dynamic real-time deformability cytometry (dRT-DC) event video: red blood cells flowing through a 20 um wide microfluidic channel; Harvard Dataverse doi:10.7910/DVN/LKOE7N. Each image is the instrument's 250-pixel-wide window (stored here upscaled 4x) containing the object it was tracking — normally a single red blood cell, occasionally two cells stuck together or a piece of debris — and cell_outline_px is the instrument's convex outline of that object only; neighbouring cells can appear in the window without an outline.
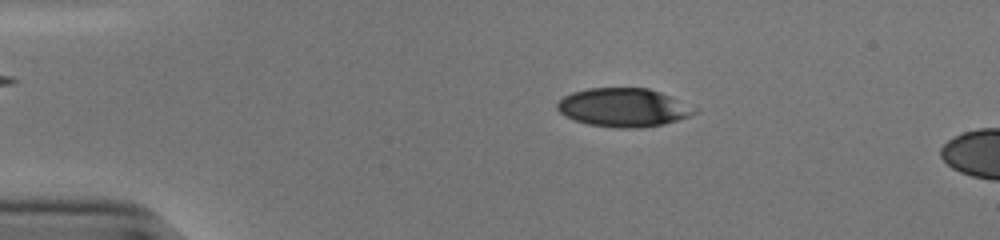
{"species": "human", "species_latin": "Homo sapiens", "temperature_condition": "cold", "stored_images_in_passage": 15, "camera_frame_rate_fps": 3000, "um_per_image_px": 0.085, "donor": {"sex": "male"}, "frame": {"image": 1, "passage_image": 11, "time_ms": 3.333, "image_size_px": [1000, 240], "cell_outline_px": [[700, 112], [692, 116], [664, 124], [640, 128], [616, 128], [588, 124], [564, 116], [556, 108], [556, 104], [564, 96], [572, 92], [588, 88], [648, 88], [660, 92], [700, 108]], "centroid_in_image_um": [53.05, 9.14], "position_along_channel_um": 31.9, "area_um2": 31.21}}